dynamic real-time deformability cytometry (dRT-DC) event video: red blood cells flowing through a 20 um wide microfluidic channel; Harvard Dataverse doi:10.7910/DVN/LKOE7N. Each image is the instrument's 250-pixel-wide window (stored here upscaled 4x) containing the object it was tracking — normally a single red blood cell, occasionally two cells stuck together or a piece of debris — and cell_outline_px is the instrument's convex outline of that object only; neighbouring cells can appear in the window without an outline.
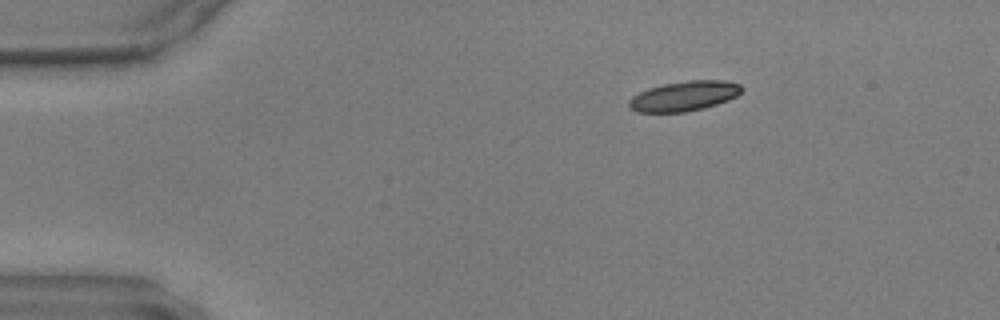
{"species": "common noctule bat (a hibernating species)", "species_latin": "Nyctalus noctula", "temperature_condition": "warm", "stored_images_in_passage": 41, "camera_frame_rate_fps": 3000, "um_per_image_px": 0.085, "animal": {"sex": "male", "body_mass_g": 17.9, "forearm_length_mm": 54.2}, "frame": {"image": 1, "passage_image": 1, "time_ms": 0.0, "image_size_px": [1000, 320], "cell_outline_px": [[744, 88], [736, 96], [728, 100], [704, 108], [684, 112], [636, 112], [628, 108], [628, 100], [632, 96], [648, 88], [664, 84], [688, 80], [724, 80], [740, 84]], "centroid_in_image_um": [58.13, 8.16], "position_along_channel_um": 26.9, "area_um2": 19.71}}
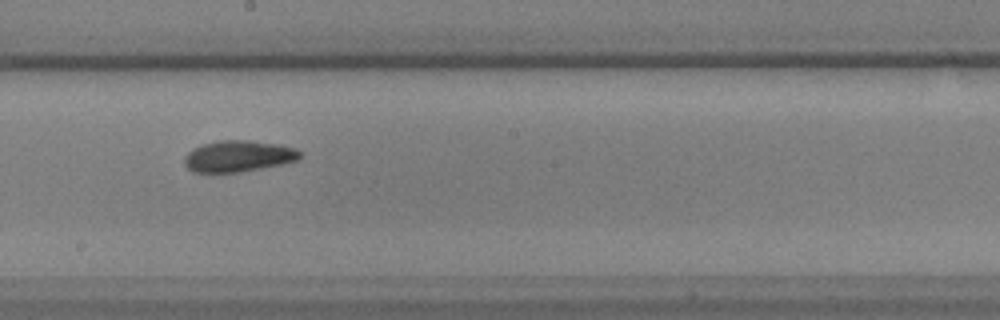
{"frame": {"image": 2, "passage_image": 20, "time_ms": 6.333, "image_size_px": [1000, 320], "cell_outline_px": [[300, 156], [296, 160], [280, 164], [240, 172], [192, 172], [184, 164], [184, 156], [192, 148], [204, 144], [220, 140], [248, 140], [280, 144], [296, 148], [300, 152]], "centroid_in_image_um": [20.23, 13.26], "position_along_channel_um": 228.0, "area_um2": 20.98}}
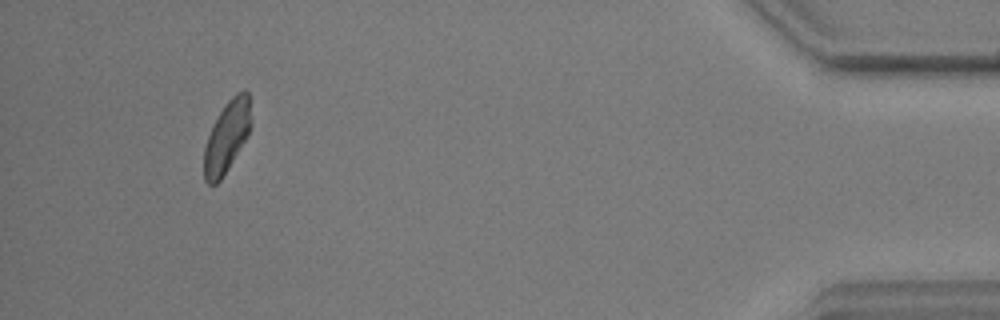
{"frame": {"image": 3, "passage_image": 38, "time_ms": 12.333, "image_size_px": [1000, 320], "cell_outline_px": [[252, 124], [248, 136], [228, 168], [220, 180], [216, 184], [208, 184], [204, 180], [204, 148], [212, 124], [228, 100], [236, 92], [244, 88], [248, 92], [252, 120]], "centroid_in_image_um": [19.3, 11.58], "position_along_channel_um": 415.9, "area_um2": 19.71}}